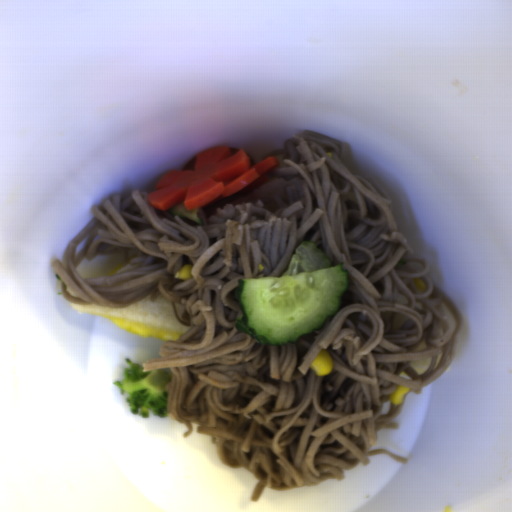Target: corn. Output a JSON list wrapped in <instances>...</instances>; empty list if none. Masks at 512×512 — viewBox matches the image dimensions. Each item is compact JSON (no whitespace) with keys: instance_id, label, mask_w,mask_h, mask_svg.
I'll use <instances>...</instances> for the list:
<instances>
[{"instance_id":"obj_1","label":"corn","mask_w":512,"mask_h":512,"mask_svg":"<svg viewBox=\"0 0 512 512\" xmlns=\"http://www.w3.org/2000/svg\"><path fill=\"white\" fill-rule=\"evenodd\" d=\"M334 366L332 355L326 349L319 351L318 355L312 360L309 367L316 373V376L330 374Z\"/></svg>"},{"instance_id":"obj_2","label":"corn","mask_w":512,"mask_h":512,"mask_svg":"<svg viewBox=\"0 0 512 512\" xmlns=\"http://www.w3.org/2000/svg\"><path fill=\"white\" fill-rule=\"evenodd\" d=\"M410 391H411V388L400 384L395 387L393 392H391V394L389 396V400L393 405L403 404V396L406 395V393L410 392Z\"/></svg>"},{"instance_id":"obj_3","label":"corn","mask_w":512,"mask_h":512,"mask_svg":"<svg viewBox=\"0 0 512 512\" xmlns=\"http://www.w3.org/2000/svg\"><path fill=\"white\" fill-rule=\"evenodd\" d=\"M192 269H193V265H189V264L183 265L181 267L180 271L176 272V274L174 276L175 280L176 279H185V280L190 279L193 276Z\"/></svg>"},{"instance_id":"obj_4","label":"corn","mask_w":512,"mask_h":512,"mask_svg":"<svg viewBox=\"0 0 512 512\" xmlns=\"http://www.w3.org/2000/svg\"><path fill=\"white\" fill-rule=\"evenodd\" d=\"M413 281L419 291L424 292L426 290V285L422 279L415 277Z\"/></svg>"},{"instance_id":"obj_5","label":"corn","mask_w":512,"mask_h":512,"mask_svg":"<svg viewBox=\"0 0 512 512\" xmlns=\"http://www.w3.org/2000/svg\"><path fill=\"white\" fill-rule=\"evenodd\" d=\"M263 270H264L263 263H259V265H258V272H263Z\"/></svg>"}]
</instances>
